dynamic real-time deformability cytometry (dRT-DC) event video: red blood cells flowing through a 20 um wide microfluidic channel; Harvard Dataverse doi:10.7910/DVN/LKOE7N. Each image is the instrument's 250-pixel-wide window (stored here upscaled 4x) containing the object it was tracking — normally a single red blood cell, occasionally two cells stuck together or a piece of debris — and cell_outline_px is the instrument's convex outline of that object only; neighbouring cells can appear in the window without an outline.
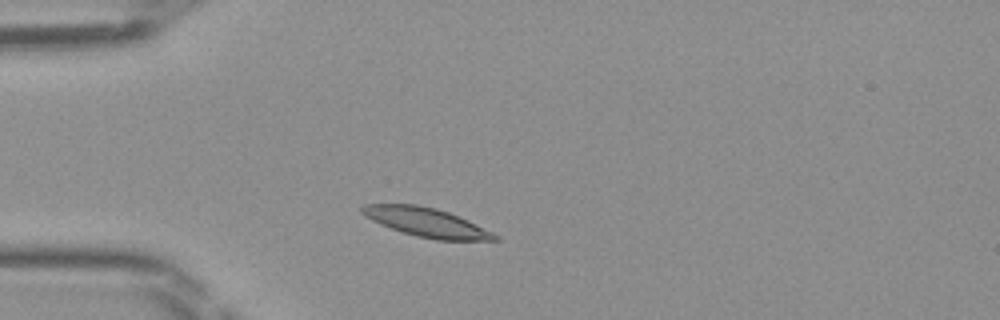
{"species": "Egyptian fruit bat (a non-hibernating species)", "species_latin": "Rousettus aegyptiacus", "temperature_condition": "room temperature", "stored_images_in_passage": 41, "camera_frame_rate_fps": 3000, "um_per_image_px": 0.085, "frame": {"image": 1, "passage_image": 6, "time_ms": 1.667, "image_size_px": [1000, 320], "cell_outline_px": [[500, 240], [436, 240], [416, 236], [380, 224], [364, 216], [360, 212], [360, 208], [364, 204], [416, 204], [436, 208], [448, 212], [492, 232], [500, 236]], "centroid_in_image_um": [36.21, 18.89], "position_along_channel_um": 48.8, "area_um2": 22.14}}
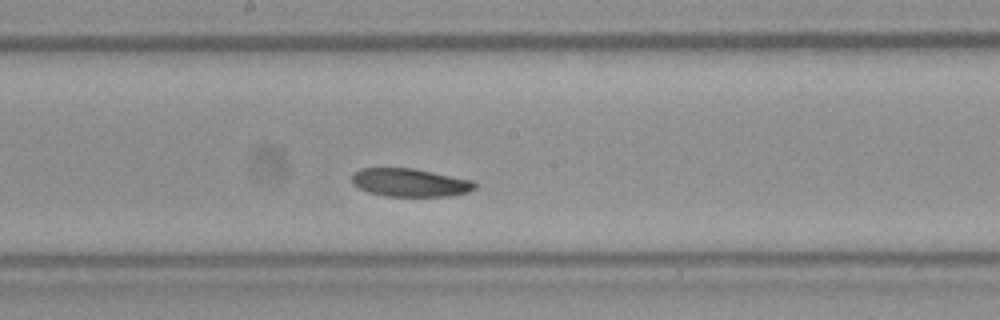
{"frame": {"image": 2, "passage_image": 19, "time_ms": 6.0, "image_size_px": [1000, 320], "cell_outline_px": [[476, 188], [468, 192], [452, 196], [384, 196], [368, 192], [352, 184], [352, 176], [360, 168], [412, 168], [472, 180], [476, 184]], "centroid_in_image_um": [34.85, 15.52], "position_along_channel_um": 213.3, "area_um2": 20.11}}
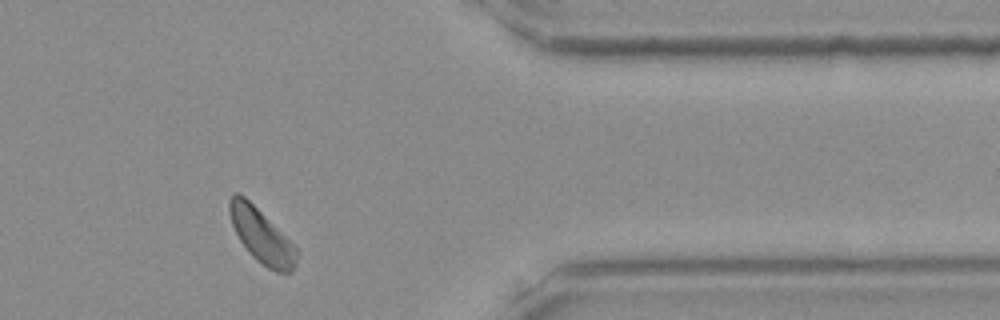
{"frame": {"image": 3, "passage_image": 33, "time_ms": 10.667, "image_size_px": [1000, 320], "cell_outline_px": [[296, 264], [292, 272], [276, 272], [268, 268], [256, 260], [248, 252], [240, 240], [232, 224], [228, 212], [228, 200], [232, 192], [240, 192], [296, 248]], "centroid_in_image_um": [22.16, 20.04], "position_along_channel_um": 389.2, "area_um2": 20.63}}